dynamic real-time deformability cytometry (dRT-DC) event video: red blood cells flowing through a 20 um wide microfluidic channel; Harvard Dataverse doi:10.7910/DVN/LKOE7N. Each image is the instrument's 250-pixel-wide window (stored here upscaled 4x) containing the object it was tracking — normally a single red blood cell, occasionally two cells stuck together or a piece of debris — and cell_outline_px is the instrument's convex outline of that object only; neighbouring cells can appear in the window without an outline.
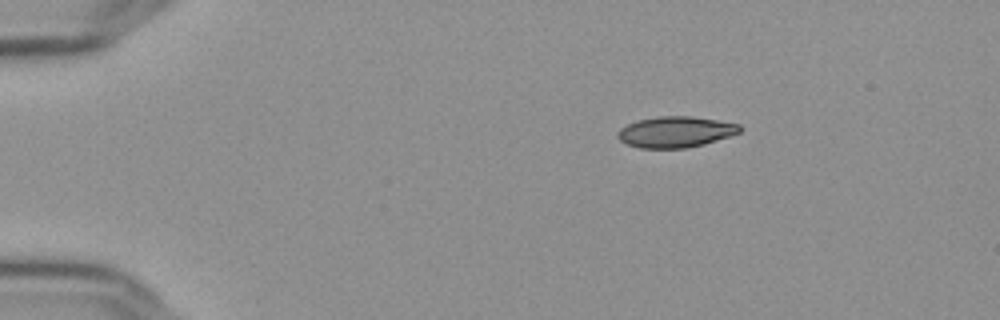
{"species": "Egyptian fruit bat (a non-hibernating species)", "species_latin": "Rousettus aegyptiacus", "temperature_condition": "cold", "stored_images_in_passage": 47, "camera_frame_rate_fps": 3000, "um_per_image_px": 0.085, "frame": {"image": 1, "passage_image": 1, "time_ms": 0.0, "image_size_px": [1000, 320], "cell_outline_px": [[740, 132], [704, 144], [684, 148], [640, 148], [628, 144], [620, 140], [616, 136], [616, 132], [620, 128], [628, 124], [640, 120], [660, 116], [692, 116], [740, 124]], "centroid_in_image_um": [57.39, 11.21], "position_along_channel_um": 27.6, "area_um2": 21.79}}
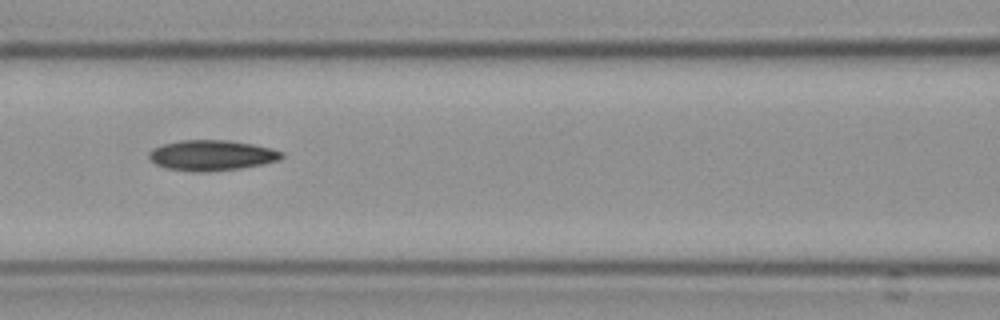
{"frame": {"image": 2, "passage_image": 17, "time_ms": 5.333, "image_size_px": [1000, 320], "cell_outline_px": [[284, 156], [280, 160], [264, 164], [240, 168], [200, 172], [192, 172], [168, 168], [156, 164], [148, 156], [148, 152], [152, 148], [164, 144], [180, 140], [228, 140], [252, 144], [272, 148], [284, 152]], "centroid_in_image_um": [18.02, 13.2], "position_along_channel_um": 148.6, "area_um2": 23.58}}
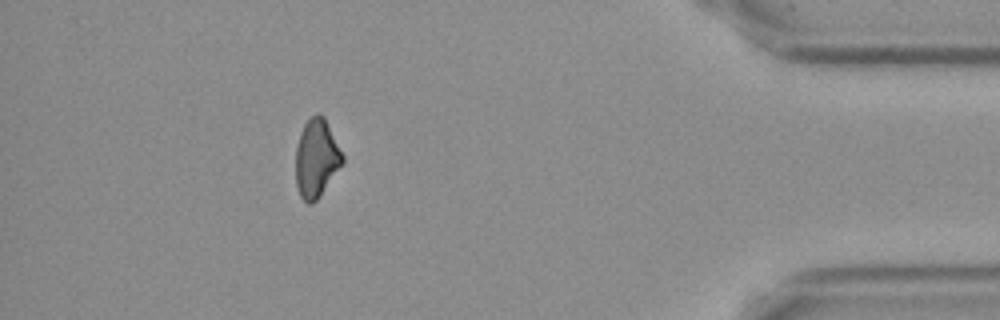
{"frame": {"image": 3, "passage_image": 42, "time_ms": 13.667, "image_size_px": [1000, 320], "cell_outline_px": [[344, 164], [320, 196], [312, 204], [308, 204], [300, 196], [296, 184], [296, 148], [300, 132], [304, 124], [316, 112], [320, 112], [324, 116], [344, 156]], "centroid_in_image_um": [26.91, 13.45], "position_along_channel_um": 408.3, "area_um2": 21.56}}